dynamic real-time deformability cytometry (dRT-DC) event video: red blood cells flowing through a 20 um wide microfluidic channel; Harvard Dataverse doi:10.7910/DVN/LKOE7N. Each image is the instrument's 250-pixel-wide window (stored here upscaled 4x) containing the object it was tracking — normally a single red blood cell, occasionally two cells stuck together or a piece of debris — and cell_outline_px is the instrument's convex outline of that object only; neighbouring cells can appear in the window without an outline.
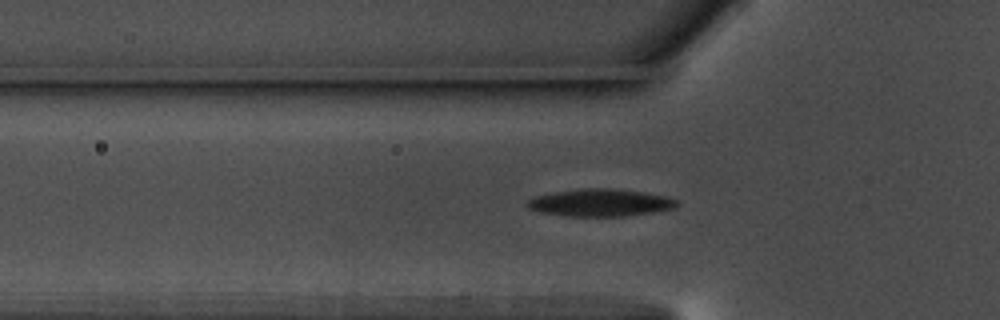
{"species": "common noctule bat (a hibernating species)", "species_latin": "Nyctalus noctula", "temperature_condition": "warm", "stored_images_in_passage": 54, "camera_frame_rate_fps": 3000, "um_per_image_px": 0.085, "animal": {"sex": "male", "body_mass_g": 17.5, "forearm_length_mm": 52.3}, "frame": {"image": 1, "passage_image": 18, "time_ms": 5.667, "image_size_px": [1000, 320], "cell_outline_px": [[676, 204], [672, 208], [652, 212], [624, 216], [564, 216], [540, 212], [528, 208], [524, 204], [528, 200], [536, 196], [556, 192], [584, 188], [608, 188], [644, 192], [668, 196], [676, 200]], "centroid_in_image_um": [50.98, 17.23], "position_along_channel_um": 74.8, "area_um2": 23.64}}
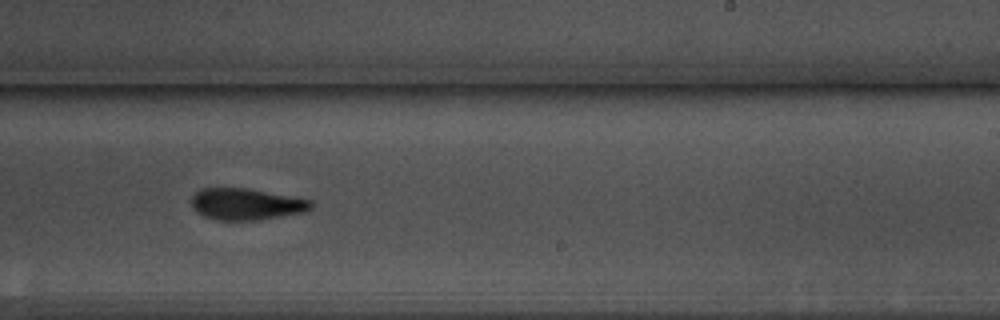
{"frame": {"image": 2, "passage_image": 34, "time_ms": 11.0, "image_size_px": [1000, 320], "cell_outline_px": [[312, 208], [304, 212], [260, 220], [216, 220], [204, 216], [196, 212], [192, 208], [188, 200], [200, 188], [248, 188], [312, 200]], "centroid_in_image_um": [20.88, 17.35], "position_along_channel_um": 268.1, "area_um2": 22.25}}
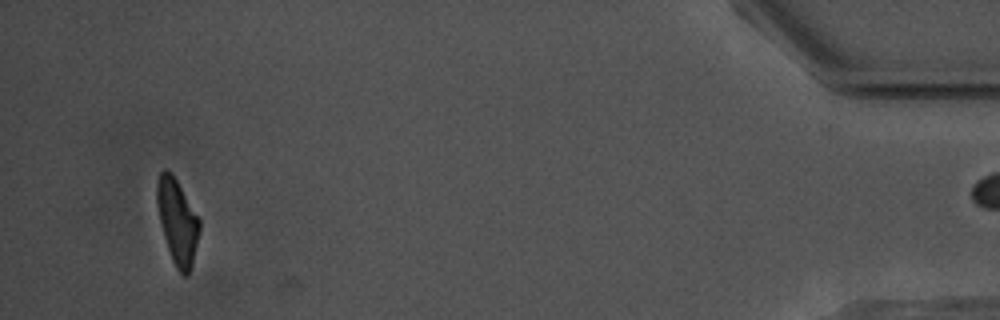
{"frame": {"image": 3, "passage_image": 53, "time_ms": 17.333, "image_size_px": [1000, 320], "cell_outline_px": [[200, 232], [192, 264], [188, 276], [184, 276], [176, 268], [172, 260], [164, 236], [156, 204], [156, 184], [160, 172], [164, 168], [168, 168], [172, 172], [200, 220]], "centroid_in_image_um": [15.07, 18.8], "position_along_channel_um": 420.1, "area_um2": 21.04}}